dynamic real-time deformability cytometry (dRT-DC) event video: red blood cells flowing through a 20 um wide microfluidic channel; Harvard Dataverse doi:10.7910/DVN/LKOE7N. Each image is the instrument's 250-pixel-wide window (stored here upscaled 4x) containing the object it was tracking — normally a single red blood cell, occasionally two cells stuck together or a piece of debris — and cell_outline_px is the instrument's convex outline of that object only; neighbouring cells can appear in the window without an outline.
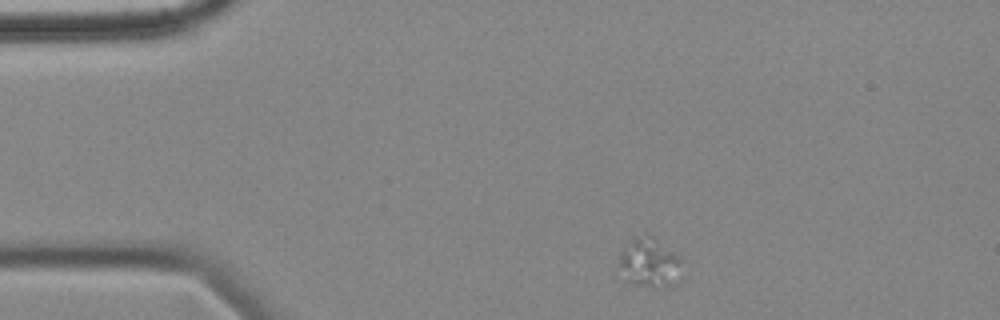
{"species": "common noctule bat (a hibernating species)", "species_latin": "Nyctalus noctula", "temperature_condition": "cold", "stored_images_in_passage": 4, "camera_frame_rate_fps": 3000, "um_per_image_px": 0.085, "animal": {"sex": "female", "body_mass_g": 18.4}, "frame": {"image": 1, "passage_image": 1, "time_ms": 0.0, "image_size_px": [1000, 320], "cell_outline_px": [[680, 280], [676, 284], [668, 288], [664, 288], [636, 284], [628, 280], [616, 264], [620, 252], [632, 236], [652, 236], [680, 256]], "centroid_in_image_um": [55.2, 22.34], "position_along_channel_um": 29.8, "area_um2": 18.26}}
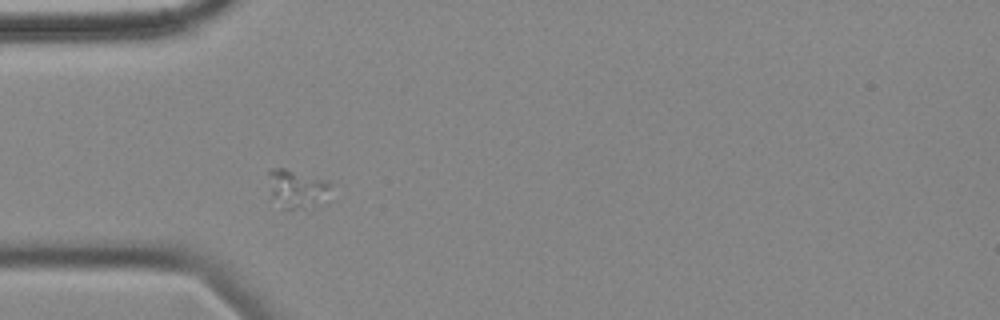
{"frame": {"image": 2, "passage_image": 3, "time_ms": 2.333, "image_size_px": [1000, 320], "cell_outline_px": [[332, 184], [328, 188], [304, 208], [280, 208], [272, 196], [268, 172], [272, 168], [284, 168]], "centroid_in_image_um": [25.04, 16.0], "position_along_channel_um": 60.0, "area_um2": 12.25}}
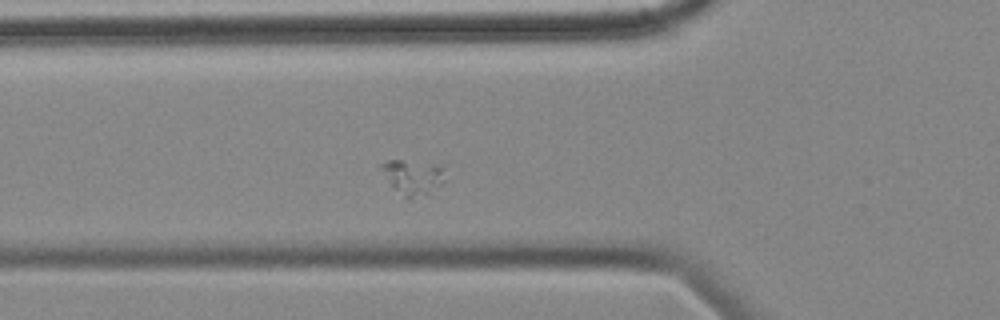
{"frame": {"image": 3, "passage_image": 4, "time_ms": 3.333, "image_size_px": [1000, 320], "cell_outline_px": [[444, 180], [428, 196], [404, 196], [388, 180], [380, 168], [380, 164], [388, 160], [400, 160], [440, 168]], "centroid_in_image_um": [35.04, 15.07], "position_along_channel_um": 90.8, "area_um2": 11.85}}